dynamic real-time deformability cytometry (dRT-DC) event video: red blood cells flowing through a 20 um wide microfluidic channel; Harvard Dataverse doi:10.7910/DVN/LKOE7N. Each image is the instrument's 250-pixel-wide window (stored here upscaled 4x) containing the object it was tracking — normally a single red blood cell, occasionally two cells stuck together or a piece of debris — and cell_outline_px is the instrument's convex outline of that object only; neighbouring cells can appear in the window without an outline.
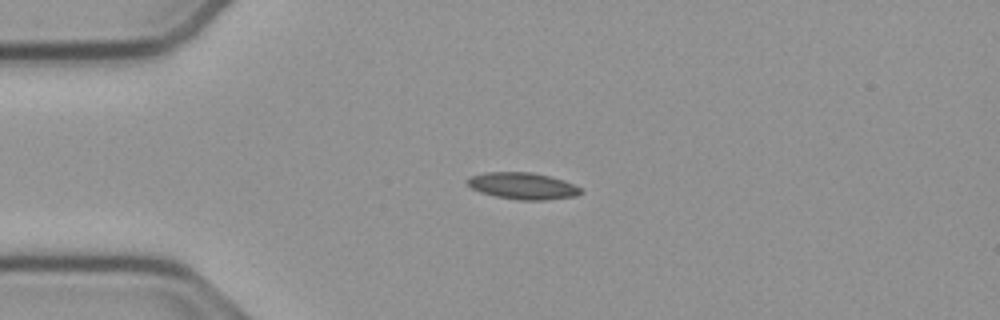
{"species": "common noctule bat (a hibernating species)", "species_latin": "Nyctalus noctula", "temperature_condition": "cold", "stored_images_in_passage": 42, "camera_frame_rate_fps": 3000, "um_per_image_px": 0.085, "animal": {"sex": "male", "body_mass_g": 23.1, "forearm_length_mm": 52.7}, "frame": {"image": 1, "passage_image": 1, "time_ms": 0.0, "image_size_px": [1000, 320], "cell_outline_px": [[584, 192], [576, 196], [544, 200], [520, 200], [496, 196], [480, 192], [472, 188], [464, 180], [468, 176], [484, 172], [532, 172], [564, 180], [580, 188]], "centroid_in_image_um": [44.4, 15.79], "position_along_channel_um": 40.6, "area_um2": 17.69}}
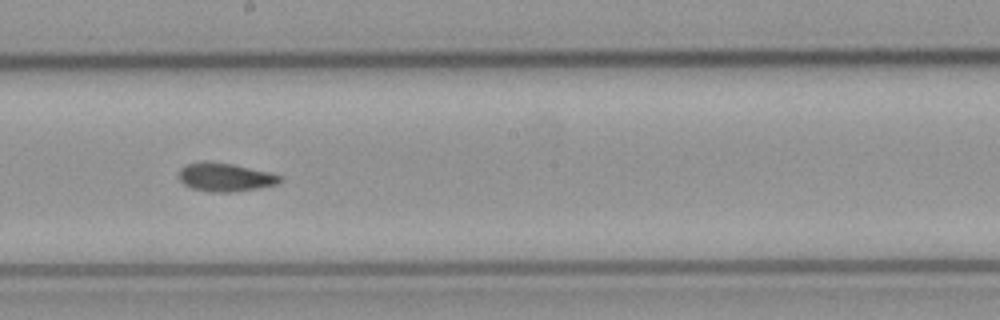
{"frame": {"image": 2, "passage_image": 18, "time_ms": 5.667, "image_size_px": [1000, 320], "cell_outline_px": [[284, 180], [276, 184], [260, 188], [232, 192], [212, 192], [192, 188], [184, 184], [180, 180], [180, 168], [184, 164], [200, 160], [208, 160], [232, 164], [268, 172], [280, 176]], "centroid_in_image_um": [19.11, 15.04], "position_along_channel_um": 229.1, "area_um2": 16.88}}
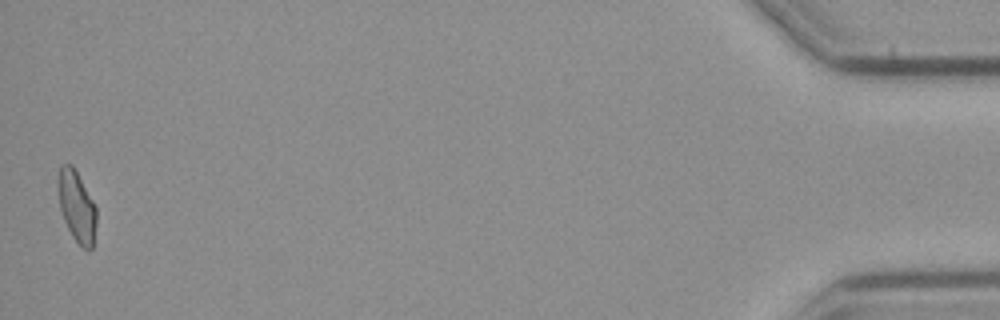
{"frame": {"image": 3, "passage_image": 42, "time_ms": 13.667, "image_size_px": [1000, 320], "cell_outline_px": [[96, 224], [92, 248], [88, 252], [72, 236], [64, 220], [60, 208], [56, 188], [60, 164], [72, 164], [92, 200], [96, 208]], "centroid_in_image_um": [6.49, 17.53], "position_along_channel_um": 428.7, "area_um2": 15.84}, "authors_computed_cell_mechanics": {"area_um2": 16.4441, "velocity_mm_per_s": 3.7528, "shape_relaxation_time_tau1_ms": null, "shape_relaxation_time_tau2_ms": 3.8395, "deformation_change_tau1": null, "deformation_change_tau2": 0.081}}